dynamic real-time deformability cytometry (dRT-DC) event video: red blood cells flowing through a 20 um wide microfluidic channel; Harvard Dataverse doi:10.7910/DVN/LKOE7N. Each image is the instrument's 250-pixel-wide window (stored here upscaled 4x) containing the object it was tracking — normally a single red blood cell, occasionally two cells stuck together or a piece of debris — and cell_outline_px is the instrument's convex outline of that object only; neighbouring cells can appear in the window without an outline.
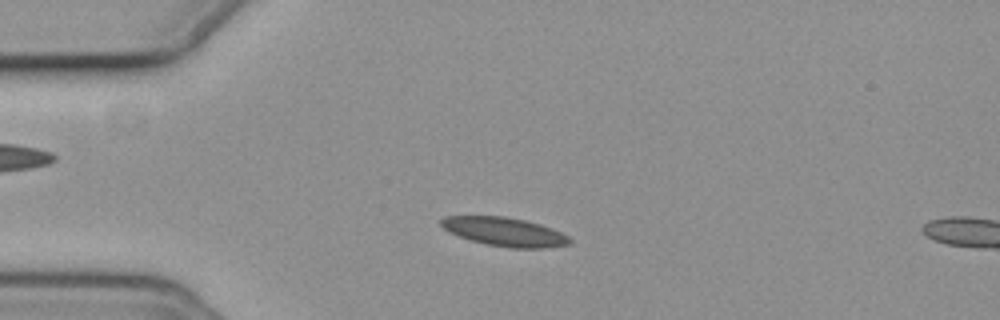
{"species": "common noctule bat (a hibernating species)", "species_latin": "Nyctalus noctula", "temperature_condition": "cold", "stored_images_in_passage": 13, "camera_frame_rate_fps": 3000, "um_per_image_px": 0.085, "animal": {"sex": "female", "body_mass_g": 19.3, "forearm_length_mm": 54.1}, "frame": {"image": 1, "passage_image": 10, "time_ms": 3.0, "image_size_px": [1000, 320], "cell_outline_px": [[572, 244], [544, 248], [508, 248], [484, 244], [448, 232], [440, 224], [440, 220], [444, 216], [504, 216], [524, 220], [540, 224], [552, 228], [568, 236], [572, 240]], "centroid_in_image_um": [42.9, 19.71], "position_along_channel_um": 42.1, "area_um2": 21.62}}